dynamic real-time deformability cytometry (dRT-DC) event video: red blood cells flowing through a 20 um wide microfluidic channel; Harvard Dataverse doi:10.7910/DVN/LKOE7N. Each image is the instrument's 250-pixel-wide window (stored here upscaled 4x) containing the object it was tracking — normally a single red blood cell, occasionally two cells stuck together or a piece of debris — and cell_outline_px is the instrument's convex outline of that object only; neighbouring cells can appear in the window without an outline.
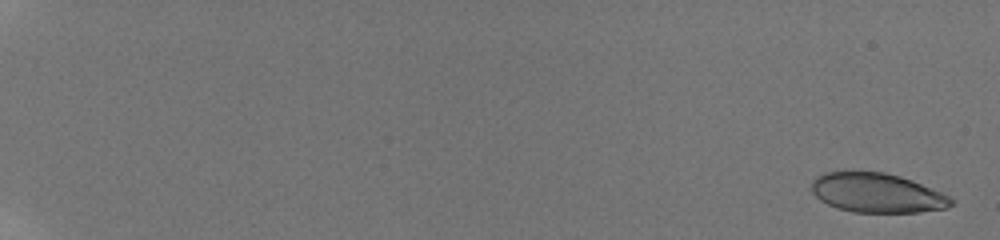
{"species": "human", "species_latin": "Homo sapiens", "temperature_condition": "room temperature", "stored_images_in_passage": 28, "camera_frame_rate_fps": 3000, "um_per_image_px": 0.085, "donor": {"sex": "male"}, "frame": {"image": 1, "passage_image": 1, "time_ms": 0.0, "image_size_px": [1000, 240], "cell_outline_px": [[956, 200], [952, 204], [944, 208], [920, 212], [852, 212], [836, 208], [820, 200], [812, 192], [812, 180], [816, 176], [824, 172], [884, 172], [900, 176], [912, 180], [940, 192]], "centroid_in_image_um": [74.52, 16.4], "position_along_channel_um": 10.5, "area_um2": 31.91}}
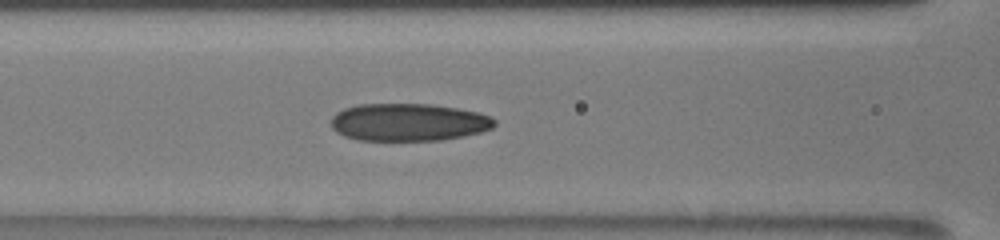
{"frame": {"image": 2, "passage_image": 20, "time_ms": 9.333, "image_size_px": [1000, 240], "cell_outline_px": [[496, 124], [492, 128], [480, 132], [464, 136], [440, 140], [356, 140], [344, 136], [336, 132], [332, 128], [332, 116], [336, 112], [344, 108], [360, 104], [432, 104], [456, 108], [476, 112], [492, 116], [496, 120]], "centroid_in_image_um": [34.72, 10.39], "position_along_channel_um": 131.9, "area_um2": 35.89}}
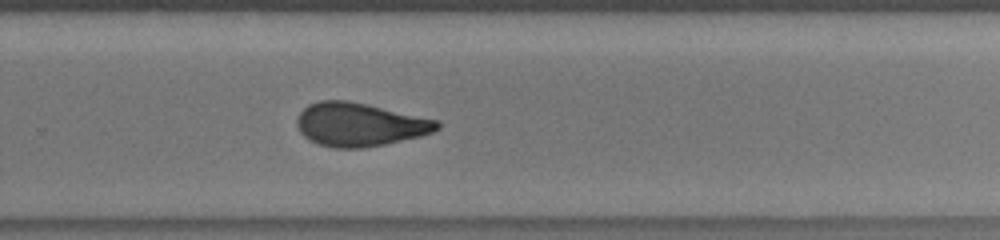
{"frame": {"image": 3, "passage_image": 28, "time_ms": 13.667, "image_size_px": [1000, 240], "cell_outline_px": [[440, 128], [432, 132], [420, 136], [384, 144], [364, 148], [332, 148], [320, 144], [304, 136], [300, 132], [296, 124], [296, 120], [300, 112], [308, 104], [320, 100], [348, 100], [368, 104], [440, 120]], "centroid_in_image_um": [30.58, 10.57], "position_along_channel_um": 299.2, "area_um2": 35.6}}